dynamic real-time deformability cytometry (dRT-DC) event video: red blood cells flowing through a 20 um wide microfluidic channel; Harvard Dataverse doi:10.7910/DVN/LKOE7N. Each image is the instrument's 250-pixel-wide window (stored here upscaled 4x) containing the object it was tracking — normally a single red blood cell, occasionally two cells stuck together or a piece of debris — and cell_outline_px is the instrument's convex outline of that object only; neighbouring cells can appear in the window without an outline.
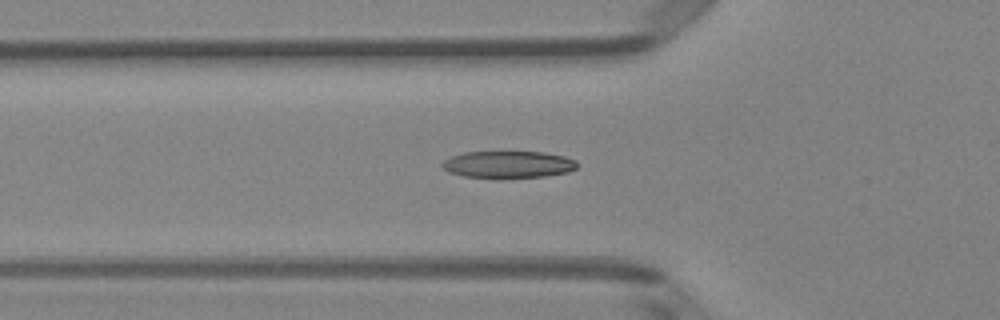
{"species": "Egyptian fruit bat (a non-hibernating species)", "species_latin": "Rousettus aegyptiacus", "temperature_condition": "room temperature", "stored_images_in_passage": 47, "camera_frame_rate_fps": 3000, "um_per_image_px": 0.085, "animal": {"sex": "female"}, "frame": {"image": 1, "passage_image": 17, "time_ms": 5.333, "image_size_px": [1000, 320], "cell_outline_px": [[580, 164], [576, 168], [568, 172], [544, 176], [500, 180], [464, 176], [448, 172], [440, 164], [444, 160], [452, 156], [464, 152], [544, 152], [564, 156], [576, 160]], "centroid_in_image_um": [43.2, 14.01], "position_along_channel_um": 82.6, "area_um2": 21.85}}
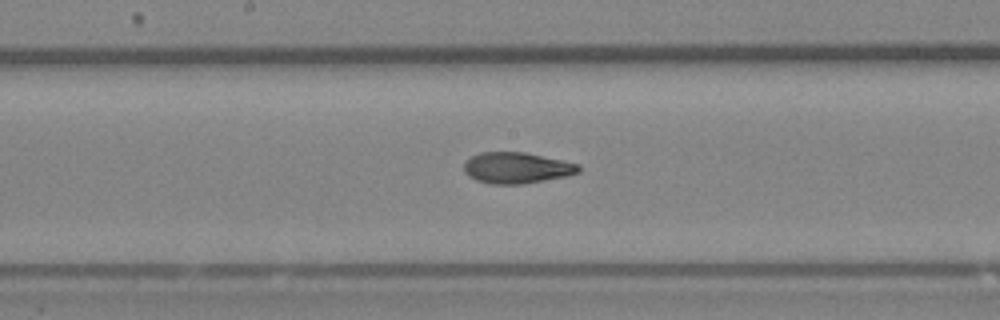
{"frame": {"image": 2, "passage_image": 26, "time_ms": 8.333, "image_size_px": [1000, 320], "cell_outline_px": [[580, 172], [568, 176], [524, 184], [492, 184], [476, 180], [468, 176], [464, 172], [464, 160], [480, 152], [524, 152], [580, 164]], "centroid_in_image_um": [43.91, 14.27], "position_along_channel_um": 204.3, "area_um2": 20.92}}
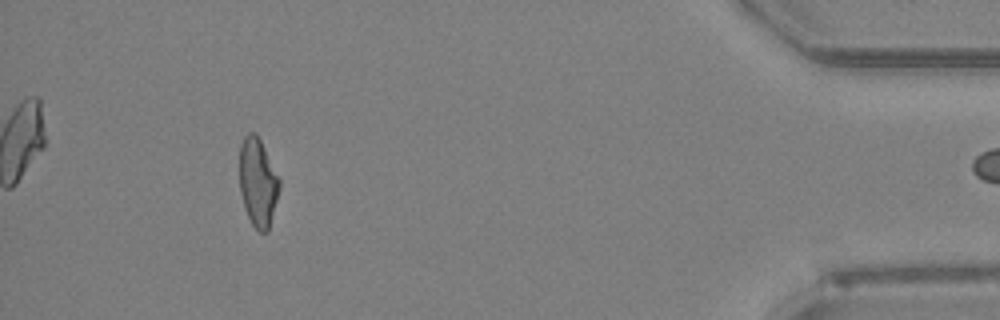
{"frame": {"image": 3, "passage_image": 46, "time_ms": 15.0, "image_size_px": [1000, 320], "cell_outline_px": [[280, 188], [268, 232], [260, 232], [252, 224], [244, 208], [240, 192], [240, 144], [244, 136], [248, 132], [256, 132], [280, 180]], "centroid_in_image_um": [21.91, 15.5], "position_along_channel_um": 413.3, "area_um2": 20.46}}